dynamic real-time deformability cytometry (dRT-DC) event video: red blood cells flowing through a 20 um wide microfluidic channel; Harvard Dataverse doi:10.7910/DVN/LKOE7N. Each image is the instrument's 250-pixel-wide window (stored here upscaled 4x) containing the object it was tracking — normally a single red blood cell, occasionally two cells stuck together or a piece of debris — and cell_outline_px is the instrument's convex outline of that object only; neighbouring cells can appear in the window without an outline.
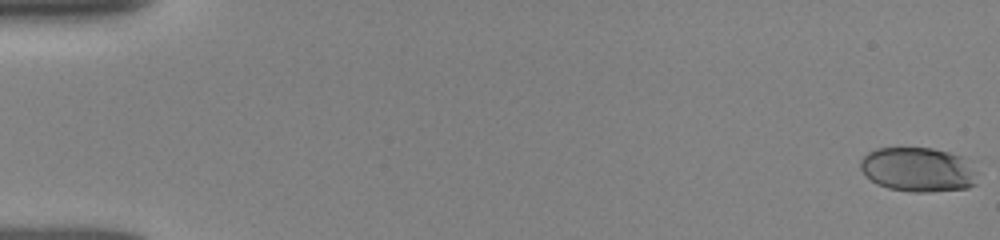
{"species": "human", "species_latin": "Homo sapiens", "temperature_condition": "room temperature", "stored_images_in_passage": 14, "camera_frame_rate_fps": 3000, "um_per_image_px": 0.085, "donor": {"sex": "female"}, "frame": {"image": 1, "passage_image": 1, "time_ms": 0.0, "image_size_px": [1000, 240], "cell_outline_px": [[976, 184], [968, 188], [928, 192], [912, 192], [888, 188], [876, 184], [864, 176], [860, 168], [860, 160], [868, 152], [876, 148], [932, 148], [948, 152], [960, 156]], "centroid_in_image_um": [77.87, 14.42], "position_along_channel_um": 7.1, "area_um2": 29.59}}